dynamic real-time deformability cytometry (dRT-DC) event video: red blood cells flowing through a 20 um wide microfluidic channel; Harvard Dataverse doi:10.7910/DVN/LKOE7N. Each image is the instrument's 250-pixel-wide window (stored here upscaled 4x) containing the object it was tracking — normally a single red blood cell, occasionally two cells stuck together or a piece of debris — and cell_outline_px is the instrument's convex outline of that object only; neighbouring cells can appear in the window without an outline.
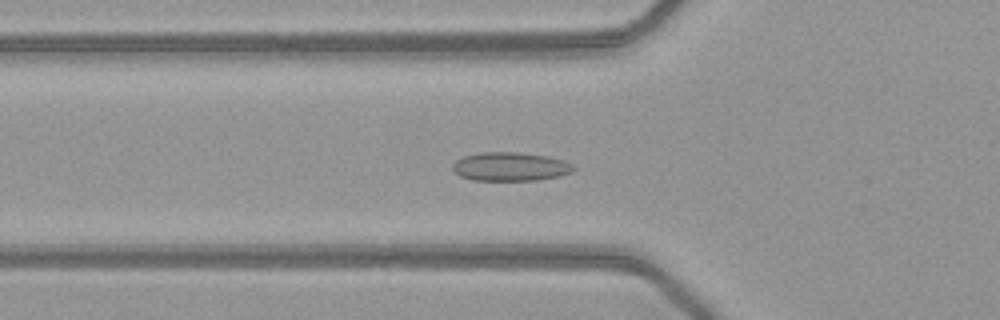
{"species": "common noctule bat (a hibernating species)", "species_latin": "Nyctalus noctula", "temperature_condition": "warm", "stored_images_in_passage": 39, "camera_frame_rate_fps": 3000, "um_per_image_px": 0.085, "animal": {"sex": "female", "body_mass_g": 21.9}, "frame": {"image": 1, "passage_image": 6, "time_ms": 1.667, "image_size_px": [1000, 320], "cell_outline_px": [[576, 168], [572, 172], [560, 176], [536, 180], [472, 180], [460, 176], [452, 168], [452, 164], [456, 160], [464, 156], [480, 152], [520, 152], [548, 156], [564, 160], [572, 164]], "centroid_in_image_um": [43.39, 14.15], "position_along_channel_um": 82.4, "area_um2": 20.35}}
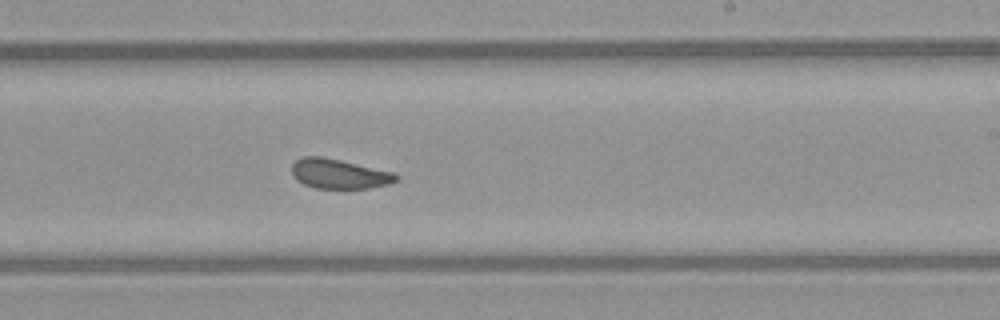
{"frame": {"image": 2, "passage_image": 19, "time_ms": 6.0, "image_size_px": [1000, 320], "cell_outline_px": [[400, 180], [388, 184], [368, 188], [316, 188], [304, 184], [296, 180], [292, 172], [292, 164], [300, 156], [320, 156], [340, 160], [392, 172], [400, 176]], "centroid_in_image_um": [28.81, 14.77], "position_along_channel_um": 260.2, "area_um2": 17.98}}
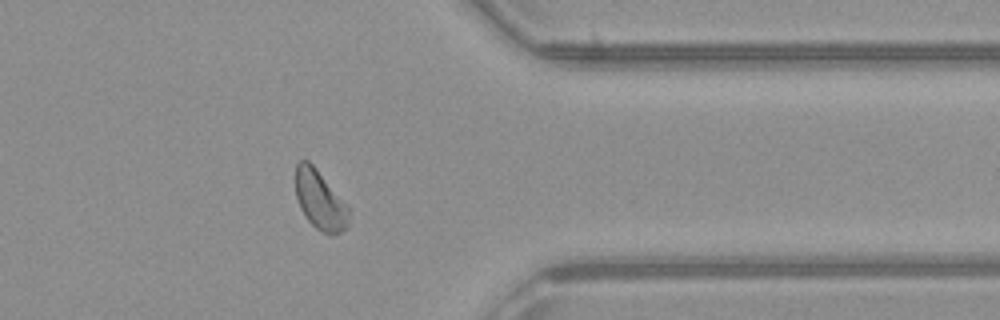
{"frame": {"image": 3, "passage_image": 29, "time_ms": 9.333, "image_size_px": [1000, 320], "cell_outline_px": [[348, 224], [340, 232], [324, 232], [316, 228], [304, 216], [300, 208], [296, 196], [296, 164], [300, 160], [308, 160], [316, 168], [348, 208]], "centroid_in_image_um": [27.14, 16.98], "position_along_channel_um": 384.3, "area_um2": 17.63}, "authors_computed_cell_mechanics": {"area_um2": 18.8428, "velocity_mm_per_s": 4.081, "shape_relaxation_time_tau1_ms": null, "shape_relaxation_time_tau2_ms": 2.0972, "deformation_change_tau1": null, "deformation_change_tau2": 0.0689}}